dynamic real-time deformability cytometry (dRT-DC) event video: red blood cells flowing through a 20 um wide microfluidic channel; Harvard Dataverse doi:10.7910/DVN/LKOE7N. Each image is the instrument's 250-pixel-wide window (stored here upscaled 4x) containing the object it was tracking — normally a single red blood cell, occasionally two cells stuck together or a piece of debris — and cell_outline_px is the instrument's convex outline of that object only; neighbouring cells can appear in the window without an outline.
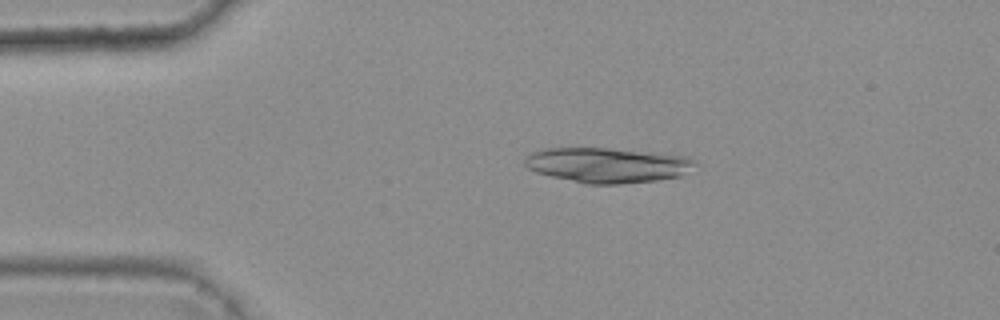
{"species": "common noctule bat (a hibernating species)", "species_latin": "Nyctalus noctula", "temperature_condition": "warm", "stored_images_in_passage": 2, "camera_frame_rate_fps": 3000, "um_per_image_px": 0.085, "animal": {"sex": "female", "body_mass_g": 25.1}, "frame": {"image": 1, "passage_image": 1, "time_ms": 0.0, "image_size_px": [1000, 320], "cell_outline_px": [[700, 164], [680, 176], [656, 180], [620, 184], [584, 184], [536, 172], [528, 168], [524, 164], [524, 160], [532, 152], [544, 148], [608, 148], [688, 156], [696, 160]], "centroid_in_image_um": [51.67, 14.03], "position_along_channel_um": 33.3, "area_um2": 34.85}}